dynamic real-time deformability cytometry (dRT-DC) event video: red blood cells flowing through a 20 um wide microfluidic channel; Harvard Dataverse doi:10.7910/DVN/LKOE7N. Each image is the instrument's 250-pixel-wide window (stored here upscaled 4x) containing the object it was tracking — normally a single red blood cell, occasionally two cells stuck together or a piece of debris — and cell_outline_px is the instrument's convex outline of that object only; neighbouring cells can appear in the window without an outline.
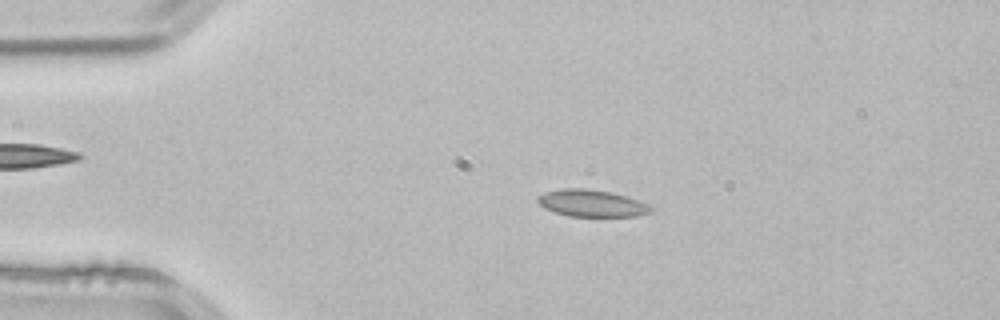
{"species": "common noctule bat (a hibernating species)", "species_latin": "Nyctalus noctula", "temperature_condition": "room temperature", "stored_images_in_passage": 4, "camera_frame_rate_fps": 3000, "um_per_image_px": 0.085, "animal": {"sex": "male", "body_mass_g": 21.5, "forearm_length_mm": 52.0}, "frame": {"image": 1, "passage_image": 3, "time_ms": 0.667, "image_size_px": [1000, 320], "cell_outline_px": [[652, 212], [636, 216], [568, 216], [544, 208], [536, 200], [536, 196], [544, 192], [564, 188], [584, 188], [612, 192], [648, 204], [652, 208]], "centroid_in_image_um": [50.25, 17.27], "position_along_channel_um": 34.7, "area_um2": 17.69}}